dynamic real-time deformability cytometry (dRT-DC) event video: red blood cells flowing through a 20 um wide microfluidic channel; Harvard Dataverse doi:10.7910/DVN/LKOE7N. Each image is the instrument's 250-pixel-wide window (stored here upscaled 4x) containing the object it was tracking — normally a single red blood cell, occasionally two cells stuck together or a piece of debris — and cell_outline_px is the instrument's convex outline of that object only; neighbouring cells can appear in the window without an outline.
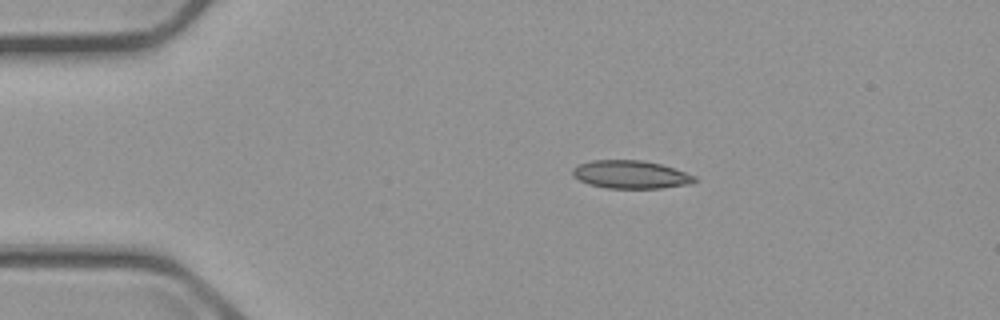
{"species": "common noctule bat (a hibernating species)", "species_latin": "Nyctalus noctula", "temperature_condition": "cold", "stored_images_in_passage": 8, "camera_frame_rate_fps": 3000, "um_per_image_px": 0.085, "animal": {"sex": "male", "body_mass_g": 23.1, "forearm_length_mm": 52.7}, "frame": {"image": 1, "passage_image": 2, "time_ms": 2.333, "image_size_px": [1000, 320], "cell_outline_px": [[696, 180], [692, 184], [660, 188], [604, 188], [588, 184], [572, 176], [572, 168], [580, 164], [592, 160], [640, 160], [660, 164], [696, 176]], "centroid_in_image_um": [53.58, 14.84], "position_along_channel_um": 31.4, "area_um2": 19.88}}
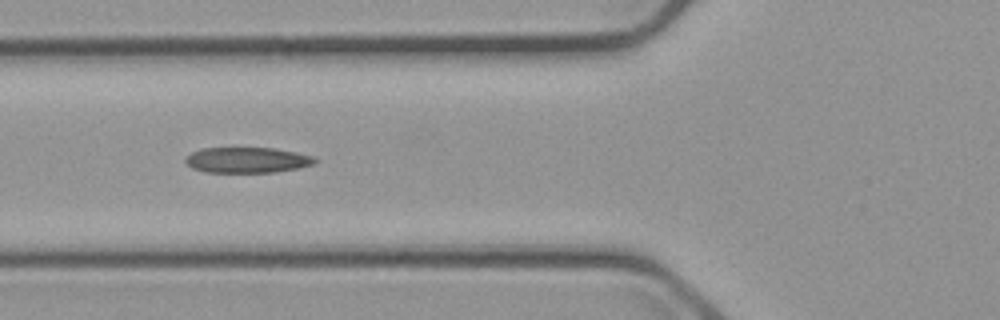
{"frame": {"image": 2, "passage_image": 5, "time_ms": 5.667, "image_size_px": [1000, 320], "cell_outline_px": [[316, 164], [300, 168], [276, 172], [204, 172], [192, 168], [184, 160], [192, 152], [200, 148], [272, 148], [296, 152], [312, 156], [316, 160]], "centroid_in_image_um": [21.02, 13.61], "position_along_channel_um": 104.8, "area_um2": 19.31}}
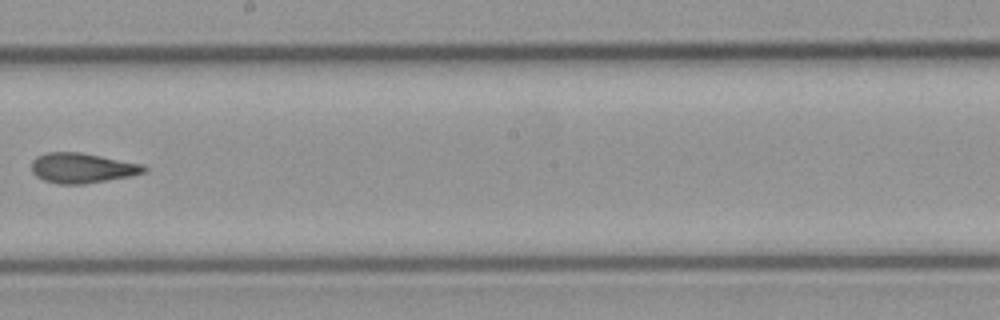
{"frame": {"image": 3, "passage_image": 8, "time_ms": 9.333, "image_size_px": [1000, 320], "cell_outline_px": [[148, 172], [132, 176], [84, 184], [60, 184], [44, 180], [36, 176], [32, 172], [32, 160], [36, 156], [48, 152], [80, 152], [144, 164], [148, 168]], "centroid_in_image_um": [7.02, 14.28], "position_along_channel_um": 241.2, "area_um2": 19.88}}